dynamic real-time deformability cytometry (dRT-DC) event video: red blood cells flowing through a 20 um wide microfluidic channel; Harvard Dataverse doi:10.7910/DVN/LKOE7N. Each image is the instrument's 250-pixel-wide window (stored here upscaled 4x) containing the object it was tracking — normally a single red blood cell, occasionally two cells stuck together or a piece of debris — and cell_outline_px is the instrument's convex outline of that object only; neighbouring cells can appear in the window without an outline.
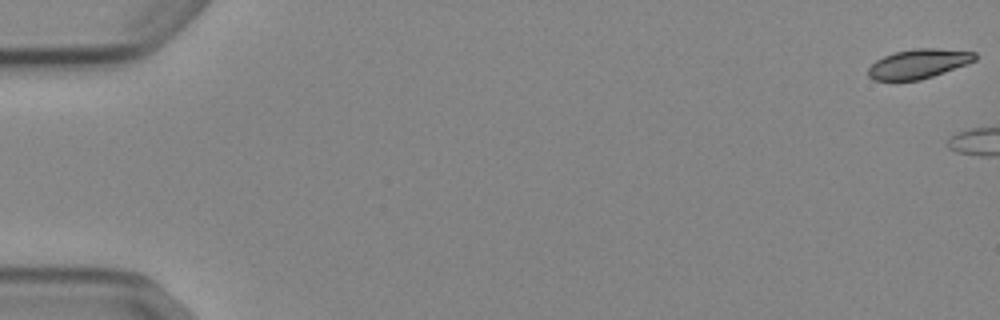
{"species": "Egyptian fruit bat (a non-hibernating species)", "species_latin": "Rousettus aegyptiacus", "temperature_condition": "cold", "stored_images_in_passage": 5, "camera_frame_rate_fps": 3000, "um_per_image_px": 0.085, "animal": {"sex": "female"}, "frame": {"image": 1, "passage_image": 1, "time_ms": 0.0, "image_size_px": [1000, 320], "cell_outline_px": [[976, 60], [968, 64], [920, 80], [872, 80], [868, 76], [868, 68], [876, 60], [892, 52], [916, 48], [936, 48], [976, 52]], "centroid_in_image_um": [78.07, 5.41], "position_along_channel_um": 6.9, "area_um2": 18.32}}